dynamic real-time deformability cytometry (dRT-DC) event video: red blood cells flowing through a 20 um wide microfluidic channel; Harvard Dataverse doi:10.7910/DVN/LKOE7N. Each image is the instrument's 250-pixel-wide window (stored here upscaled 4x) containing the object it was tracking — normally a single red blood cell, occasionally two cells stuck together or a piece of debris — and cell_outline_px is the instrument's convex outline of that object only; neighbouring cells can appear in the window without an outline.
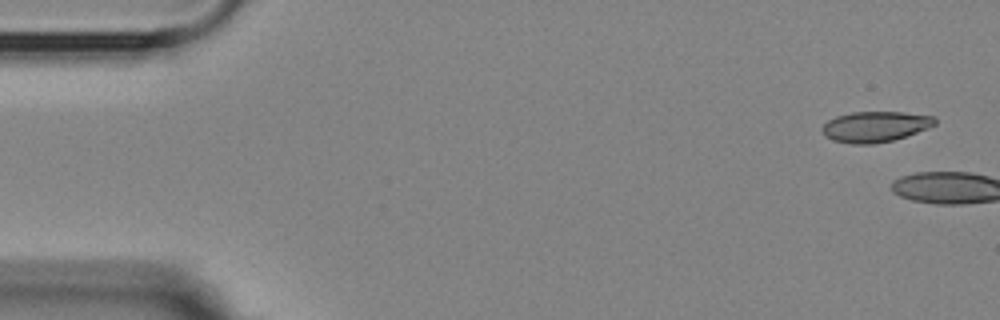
{"species": "Egyptian fruit bat (a non-hibernating species)", "species_latin": "Rousettus aegyptiacus", "temperature_condition": "room temperature", "stored_images_in_passage": 2, "camera_frame_rate_fps": 3000, "um_per_image_px": 0.085, "animal": {"sex": "female"}, "frame": {"image": 1, "passage_image": 1, "time_ms": 0.0, "image_size_px": [1000, 320], "cell_outline_px": [[936, 124], [928, 128], [892, 140], [872, 144], [852, 144], [832, 140], [824, 136], [824, 124], [828, 120], [836, 116], [852, 112], [904, 112], [932, 116], [936, 120]], "centroid_in_image_um": [74.38, 10.76], "position_along_channel_um": 10.6, "area_um2": 19.88}}